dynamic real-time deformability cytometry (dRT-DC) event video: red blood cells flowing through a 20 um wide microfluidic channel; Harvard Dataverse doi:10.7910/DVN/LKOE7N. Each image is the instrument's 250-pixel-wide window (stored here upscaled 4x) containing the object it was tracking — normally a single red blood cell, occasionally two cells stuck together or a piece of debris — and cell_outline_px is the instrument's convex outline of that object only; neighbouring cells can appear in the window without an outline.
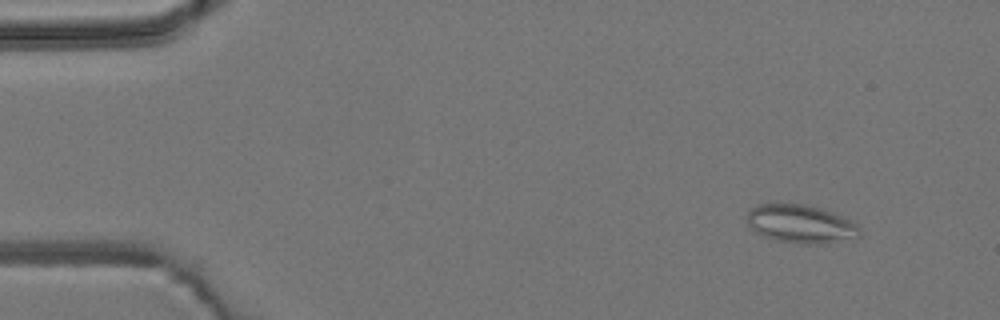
{"species": "common noctule bat (a hibernating species)", "species_latin": "Nyctalus noctula", "temperature_condition": "room temperature", "stored_images_in_passage": 4, "camera_frame_rate_fps": 3000, "um_per_image_px": 0.085, "animal": {"sex": "male", "body_mass_g": 19.2, "forearm_length_mm": 51.8}, "frame": {"image": 1, "passage_image": 1, "time_ms": 0.0, "image_size_px": [1000, 320], "cell_outline_px": [[860, 236], [828, 244], [796, 244], [776, 240], [764, 236], [748, 228], [748, 212], [756, 204], [804, 204], [820, 208], [832, 212], [852, 220], [860, 228]], "centroid_in_image_um": [68.07, 19.05], "position_along_channel_um": 16.9, "area_um2": 25.37}}